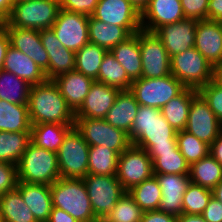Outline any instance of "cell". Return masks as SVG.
<instances>
[{"mask_svg": "<svg viewBox=\"0 0 222 222\" xmlns=\"http://www.w3.org/2000/svg\"><path fill=\"white\" fill-rule=\"evenodd\" d=\"M31 127L28 105L0 100V131L30 132Z\"/></svg>", "mask_w": 222, "mask_h": 222, "instance_id": "cell-30", "label": "cell"}, {"mask_svg": "<svg viewBox=\"0 0 222 222\" xmlns=\"http://www.w3.org/2000/svg\"><path fill=\"white\" fill-rule=\"evenodd\" d=\"M177 145L186 161L191 165L206 157L210 152V146L185 130L176 134Z\"/></svg>", "mask_w": 222, "mask_h": 222, "instance_id": "cell-41", "label": "cell"}, {"mask_svg": "<svg viewBox=\"0 0 222 222\" xmlns=\"http://www.w3.org/2000/svg\"><path fill=\"white\" fill-rule=\"evenodd\" d=\"M194 47L212 67L222 63V22L198 20Z\"/></svg>", "mask_w": 222, "mask_h": 222, "instance_id": "cell-17", "label": "cell"}, {"mask_svg": "<svg viewBox=\"0 0 222 222\" xmlns=\"http://www.w3.org/2000/svg\"><path fill=\"white\" fill-rule=\"evenodd\" d=\"M40 38L42 45L47 52H49V50H55L63 47L62 43L58 40L51 28L40 30Z\"/></svg>", "mask_w": 222, "mask_h": 222, "instance_id": "cell-49", "label": "cell"}, {"mask_svg": "<svg viewBox=\"0 0 222 222\" xmlns=\"http://www.w3.org/2000/svg\"><path fill=\"white\" fill-rule=\"evenodd\" d=\"M17 165L0 162V196L17 188Z\"/></svg>", "mask_w": 222, "mask_h": 222, "instance_id": "cell-45", "label": "cell"}, {"mask_svg": "<svg viewBox=\"0 0 222 222\" xmlns=\"http://www.w3.org/2000/svg\"><path fill=\"white\" fill-rule=\"evenodd\" d=\"M120 91L118 88L94 81L83 104L75 112V118L104 119Z\"/></svg>", "mask_w": 222, "mask_h": 222, "instance_id": "cell-20", "label": "cell"}, {"mask_svg": "<svg viewBox=\"0 0 222 222\" xmlns=\"http://www.w3.org/2000/svg\"><path fill=\"white\" fill-rule=\"evenodd\" d=\"M47 222H79L64 210L52 208Z\"/></svg>", "mask_w": 222, "mask_h": 222, "instance_id": "cell-53", "label": "cell"}, {"mask_svg": "<svg viewBox=\"0 0 222 222\" xmlns=\"http://www.w3.org/2000/svg\"><path fill=\"white\" fill-rule=\"evenodd\" d=\"M153 175L152 159L145 149L131 144L119 155L116 177L126 192Z\"/></svg>", "mask_w": 222, "mask_h": 222, "instance_id": "cell-12", "label": "cell"}, {"mask_svg": "<svg viewBox=\"0 0 222 222\" xmlns=\"http://www.w3.org/2000/svg\"><path fill=\"white\" fill-rule=\"evenodd\" d=\"M216 118L222 123V86L211 80L198 90Z\"/></svg>", "mask_w": 222, "mask_h": 222, "instance_id": "cell-44", "label": "cell"}, {"mask_svg": "<svg viewBox=\"0 0 222 222\" xmlns=\"http://www.w3.org/2000/svg\"><path fill=\"white\" fill-rule=\"evenodd\" d=\"M18 182L52 185L61 178L57 153L35 146H27L17 164Z\"/></svg>", "mask_w": 222, "mask_h": 222, "instance_id": "cell-4", "label": "cell"}, {"mask_svg": "<svg viewBox=\"0 0 222 222\" xmlns=\"http://www.w3.org/2000/svg\"><path fill=\"white\" fill-rule=\"evenodd\" d=\"M110 51L132 81L141 78L142 62L138 32L132 34L125 41L120 42Z\"/></svg>", "mask_w": 222, "mask_h": 222, "instance_id": "cell-26", "label": "cell"}, {"mask_svg": "<svg viewBox=\"0 0 222 222\" xmlns=\"http://www.w3.org/2000/svg\"><path fill=\"white\" fill-rule=\"evenodd\" d=\"M95 81L119 90H130L133 82L111 51L106 52L100 66L98 78Z\"/></svg>", "mask_w": 222, "mask_h": 222, "instance_id": "cell-35", "label": "cell"}, {"mask_svg": "<svg viewBox=\"0 0 222 222\" xmlns=\"http://www.w3.org/2000/svg\"><path fill=\"white\" fill-rule=\"evenodd\" d=\"M67 105L75 113L83 104L95 80L76 70L60 75L53 80Z\"/></svg>", "mask_w": 222, "mask_h": 222, "instance_id": "cell-22", "label": "cell"}, {"mask_svg": "<svg viewBox=\"0 0 222 222\" xmlns=\"http://www.w3.org/2000/svg\"><path fill=\"white\" fill-rule=\"evenodd\" d=\"M180 0H150L141 13V29L155 32L163 25L184 20Z\"/></svg>", "mask_w": 222, "mask_h": 222, "instance_id": "cell-18", "label": "cell"}, {"mask_svg": "<svg viewBox=\"0 0 222 222\" xmlns=\"http://www.w3.org/2000/svg\"><path fill=\"white\" fill-rule=\"evenodd\" d=\"M107 51L105 48L89 42L75 52V70L96 80Z\"/></svg>", "mask_w": 222, "mask_h": 222, "instance_id": "cell-36", "label": "cell"}, {"mask_svg": "<svg viewBox=\"0 0 222 222\" xmlns=\"http://www.w3.org/2000/svg\"><path fill=\"white\" fill-rule=\"evenodd\" d=\"M89 16L59 9L51 27L63 47L77 52L89 43Z\"/></svg>", "mask_w": 222, "mask_h": 222, "instance_id": "cell-13", "label": "cell"}, {"mask_svg": "<svg viewBox=\"0 0 222 222\" xmlns=\"http://www.w3.org/2000/svg\"><path fill=\"white\" fill-rule=\"evenodd\" d=\"M201 215L206 222H222V203L212 196Z\"/></svg>", "mask_w": 222, "mask_h": 222, "instance_id": "cell-48", "label": "cell"}, {"mask_svg": "<svg viewBox=\"0 0 222 222\" xmlns=\"http://www.w3.org/2000/svg\"><path fill=\"white\" fill-rule=\"evenodd\" d=\"M0 213L4 222H37L17 189L0 196Z\"/></svg>", "mask_w": 222, "mask_h": 222, "instance_id": "cell-34", "label": "cell"}, {"mask_svg": "<svg viewBox=\"0 0 222 222\" xmlns=\"http://www.w3.org/2000/svg\"><path fill=\"white\" fill-rule=\"evenodd\" d=\"M152 159L154 174L189 175L190 165L178 150L147 151Z\"/></svg>", "mask_w": 222, "mask_h": 222, "instance_id": "cell-31", "label": "cell"}, {"mask_svg": "<svg viewBox=\"0 0 222 222\" xmlns=\"http://www.w3.org/2000/svg\"><path fill=\"white\" fill-rule=\"evenodd\" d=\"M213 80L222 86V63L214 67Z\"/></svg>", "mask_w": 222, "mask_h": 222, "instance_id": "cell-58", "label": "cell"}, {"mask_svg": "<svg viewBox=\"0 0 222 222\" xmlns=\"http://www.w3.org/2000/svg\"><path fill=\"white\" fill-rule=\"evenodd\" d=\"M212 196V190L190 182L183 195L182 213L201 215Z\"/></svg>", "mask_w": 222, "mask_h": 222, "instance_id": "cell-43", "label": "cell"}, {"mask_svg": "<svg viewBox=\"0 0 222 222\" xmlns=\"http://www.w3.org/2000/svg\"><path fill=\"white\" fill-rule=\"evenodd\" d=\"M192 183L212 190L222 180V165L210 154L190 165Z\"/></svg>", "mask_w": 222, "mask_h": 222, "instance_id": "cell-33", "label": "cell"}, {"mask_svg": "<svg viewBox=\"0 0 222 222\" xmlns=\"http://www.w3.org/2000/svg\"><path fill=\"white\" fill-rule=\"evenodd\" d=\"M93 18L125 27L131 34L141 29V14L128 0H99Z\"/></svg>", "mask_w": 222, "mask_h": 222, "instance_id": "cell-15", "label": "cell"}, {"mask_svg": "<svg viewBox=\"0 0 222 222\" xmlns=\"http://www.w3.org/2000/svg\"><path fill=\"white\" fill-rule=\"evenodd\" d=\"M31 142V132L0 131V162L17 165Z\"/></svg>", "mask_w": 222, "mask_h": 222, "instance_id": "cell-32", "label": "cell"}, {"mask_svg": "<svg viewBox=\"0 0 222 222\" xmlns=\"http://www.w3.org/2000/svg\"><path fill=\"white\" fill-rule=\"evenodd\" d=\"M128 193L133 197L135 203L144 211H155L159 209L162 191L156 177L144 180L134 186Z\"/></svg>", "mask_w": 222, "mask_h": 222, "instance_id": "cell-39", "label": "cell"}, {"mask_svg": "<svg viewBox=\"0 0 222 222\" xmlns=\"http://www.w3.org/2000/svg\"><path fill=\"white\" fill-rule=\"evenodd\" d=\"M49 66L45 73L47 80H54L60 75L75 70V52L65 47L49 50Z\"/></svg>", "mask_w": 222, "mask_h": 222, "instance_id": "cell-42", "label": "cell"}, {"mask_svg": "<svg viewBox=\"0 0 222 222\" xmlns=\"http://www.w3.org/2000/svg\"><path fill=\"white\" fill-rule=\"evenodd\" d=\"M134 8L141 14L143 10L147 7L150 0H128Z\"/></svg>", "mask_w": 222, "mask_h": 222, "instance_id": "cell-57", "label": "cell"}, {"mask_svg": "<svg viewBox=\"0 0 222 222\" xmlns=\"http://www.w3.org/2000/svg\"><path fill=\"white\" fill-rule=\"evenodd\" d=\"M2 69L25 80L31 86L47 80L45 72L32 59L12 46L7 50Z\"/></svg>", "mask_w": 222, "mask_h": 222, "instance_id": "cell-25", "label": "cell"}, {"mask_svg": "<svg viewBox=\"0 0 222 222\" xmlns=\"http://www.w3.org/2000/svg\"><path fill=\"white\" fill-rule=\"evenodd\" d=\"M89 42L110 51L132 34L121 26L101 22L92 16L88 19Z\"/></svg>", "mask_w": 222, "mask_h": 222, "instance_id": "cell-28", "label": "cell"}, {"mask_svg": "<svg viewBox=\"0 0 222 222\" xmlns=\"http://www.w3.org/2000/svg\"><path fill=\"white\" fill-rule=\"evenodd\" d=\"M143 214L144 211L135 203L133 197L126 192L100 222H141Z\"/></svg>", "mask_w": 222, "mask_h": 222, "instance_id": "cell-40", "label": "cell"}, {"mask_svg": "<svg viewBox=\"0 0 222 222\" xmlns=\"http://www.w3.org/2000/svg\"><path fill=\"white\" fill-rule=\"evenodd\" d=\"M21 1H27V0H14V3L21 2Z\"/></svg>", "mask_w": 222, "mask_h": 222, "instance_id": "cell-60", "label": "cell"}, {"mask_svg": "<svg viewBox=\"0 0 222 222\" xmlns=\"http://www.w3.org/2000/svg\"><path fill=\"white\" fill-rule=\"evenodd\" d=\"M10 46L23 52L45 73L48 71L49 57L42 45L40 31L18 27H5Z\"/></svg>", "mask_w": 222, "mask_h": 222, "instance_id": "cell-19", "label": "cell"}, {"mask_svg": "<svg viewBox=\"0 0 222 222\" xmlns=\"http://www.w3.org/2000/svg\"><path fill=\"white\" fill-rule=\"evenodd\" d=\"M89 145L73 127L57 152L61 178L84 179L88 175Z\"/></svg>", "mask_w": 222, "mask_h": 222, "instance_id": "cell-7", "label": "cell"}, {"mask_svg": "<svg viewBox=\"0 0 222 222\" xmlns=\"http://www.w3.org/2000/svg\"><path fill=\"white\" fill-rule=\"evenodd\" d=\"M208 19L222 22V0H209Z\"/></svg>", "mask_w": 222, "mask_h": 222, "instance_id": "cell-52", "label": "cell"}, {"mask_svg": "<svg viewBox=\"0 0 222 222\" xmlns=\"http://www.w3.org/2000/svg\"><path fill=\"white\" fill-rule=\"evenodd\" d=\"M177 222H206L202 215L182 213L177 216Z\"/></svg>", "mask_w": 222, "mask_h": 222, "instance_id": "cell-56", "label": "cell"}, {"mask_svg": "<svg viewBox=\"0 0 222 222\" xmlns=\"http://www.w3.org/2000/svg\"><path fill=\"white\" fill-rule=\"evenodd\" d=\"M139 103L130 90H121L113 106L108 110L104 120L113 127L123 130L128 135L131 132Z\"/></svg>", "mask_w": 222, "mask_h": 222, "instance_id": "cell-24", "label": "cell"}, {"mask_svg": "<svg viewBox=\"0 0 222 222\" xmlns=\"http://www.w3.org/2000/svg\"><path fill=\"white\" fill-rule=\"evenodd\" d=\"M209 154L222 165V132L217 136V138L210 145Z\"/></svg>", "mask_w": 222, "mask_h": 222, "instance_id": "cell-54", "label": "cell"}, {"mask_svg": "<svg viewBox=\"0 0 222 222\" xmlns=\"http://www.w3.org/2000/svg\"><path fill=\"white\" fill-rule=\"evenodd\" d=\"M138 43L141 51L142 78H160L171 74V58L155 32L140 29Z\"/></svg>", "mask_w": 222, "mask_h": 222, "instance_id": "cell-11", "label": "cell"}, {"mask_svg": "<svg viewBox=\"0 0 222 222\" xmlns=\"http://www.w3.org/2000/svg\"><path fill=\"white\" fill-rule=\"evenodd\" d=\"M29 85L11 72L0 70V100L28 105Z\"/></svg>", "mask_w": 222, "mask_h": 222, "instance_id": "cell-37", "label": "cell"}, {"mask_svg": "<svg viewBox=\"0 0 222 222\" xmlns=\"http://www.w3.org/2000/svg\"><path fill=\"white\" fill-rule=\"evenodd\" d=\"M74 127L89 146H104L120 155L131 145L126 132L113 127L104 119L75 118Z\"/></svg>", "mask_w": 222, "mask_h": 222, "instance_id": "cell-9", "label": "cell"}, {"mask_svg": "<svg viewBox=\"0 0 222 222\" xmlns=\"http://www.w3.org/2000/svg\"><path fill=\"white\" fill-rule=\"evenodd\" d=\"M16 189L36 221L47 222L53 208L50 185L18 182Z\"/></svg>", "mask_w": 222, "mask_h": 222, "instance_id": "cell-23", "label": "cell"}, {"mask_svg": "<svg viewBox=\"0 0 222 222\" xmlns=\"http://www.w3.org/2000/svg\"><path fill=\"white\" fill-rule=\"evenodd\" d=\"M60 9L59 0H27L14 3L4 27L50 29Z\"/></svg>", "mask_w": 222, "mask_h": 222, "instance_id": "cell-5", "label": "cell"}, {"mask_svg": "<svg viewBox=\"0 0 222 222\" xmlns=\"http://www.w3.org/2000/svg\"><path fill=\"white\" fill-rule=\"evenodd\" d=\"M0 222H4L1 213H0Z\"/></svg>", "mask_w": 222, "mask_h": 222, "instance_id": "cell-61", "label": "cell"}, {"mask_svg": "<svg viewBox=\"0 0 222 222\" xmlns=\"http://www.w3.org/2000/svg\"><path fill=\"white\" fill-rule=\"evenodd\" d=\"M197 22V19L186 18L155 31L170 58L194 47Z\"/></svg>", "mask_w": 222, "mask_h": 222, "instance_id": "cell-16", "label": "cell"}, {"mask_svg": "<svg viewBox=\"0 0 222 222\" xmlns=\"http://www.w3.org/2000/svg\"><path fill=\"white\" fill-rule=\"evenodd\" d=\"M99 0H59L60 8L70 12H76L91 16Z\"/></svg>", "mask_w": 222, "mask_h": 222, "instance_id": "cell-47", "label": "cell"}, {"mask_svg": "<svg viewBox=\"0 0 222 222\" xmlns=\"http://www.w3.org/2000/svg\"><path fill=\"white\" fill-rule=\"evenodd\" d=\"M213 197L222 203V180L212 189Z\"/></svg>", "mask_w": 222, "mask_h": 222, "instance_id": "cell-59", "label": "cell"}, {"mask_svg": "<svg viewBox=\"0 0 222 222\" xmlns=\"http://www.w3.org/2000/svg\"><path fill=\"white\" fill-rule=\"evenodd\" d=\"M154 176L162 191L158 210L180 216L182 214L183 195L191 182L190 176L180 174H154Z\"/></svg>", "mask_w": 222, "mask_h": 222, "instance_id": "cell-21", "label": "cell"}, {"mask_svg": "<svg viewBox=\"0 0 222 222\" xmlns=\"http://www.w3.org/2000/svg\"><path fill=\"white\" fill-rule=\"evenodd\" d=\"M119 154L104 146L89 147L88 175L116 176Z\"/></svg>", "mask_w": 222, "mask_h": 222, "instance_id": "cell-38", "label": "cell"}, {"mask_svg": "<svg viewBox=\"0 0 222 222\" xmlns=\"http://www.w3.org/2000/svg\"><path fill=\"white\" fill-rule=\"evenodd\" d=\"M176 134L160 109L139 105L128 136L132 145L146 151H165L178 150Z\"/></svg>", "mask_w": 222, "mask_h": 222, "instance_id": "cell-1", "label": "cell"}, {"mask_svg": "<svg viewBox=\"0 0 222 222\" xmlns=\"http://www.w3.org/2000/svg\"><path fill=\"white\" fill-rule=\"evenodd\" d=\"M13 5L14 0H0V24L8 19Z\"/></svg>", "mask_w": 222, "mask_h": 222, "instance_id": "cell-55", "label": "cell"}, {"mask_svg": "<svg viewBox=\"0 0 222 222\" xmlns=\"http://www.w3.org/2000/svg\"><path fill=\"white\" fill-rule=\"evenodd\" d=\"M141 222H177V216L159 210L144 212Z\"/></svg>", "mask_w": 222, "mask_h": 222, "instance_id": "cell-50", "label": "cell"}, {"mask_svg": "<svg viewBox=\"0 0 222 222\" xmlns=\"http://www.w3.org/2000/svg\"><path fill=\"white\" fill-rule=\"evenodd\" d=\"M185 131L209 146L222 132V123L199 93L192 99Z\"/></svg>", "mask_w": 222, "mask_h": 222, "instance_id": "cell-14", "label": "cell"}, {"mask_svg": "<svg viewBox=\"0 0 222 222\" xmlns=\"http://www.w3.org/2000/svg\"><path fill=\"white\" fill-rule=\"evenodd\" d=\"M214 67L192 47L171 57V74L186 88L199 90L213 80Z\"/></svg>", "mask_w": 222, "mask_h": 222, "instance_id": "cell-6", "label": "cell"}, {"mask_svg": "<svg viewBox=\"0 0 222 222\" xmlns=\"http://www.w3.org/2000/svg\"><path fill=\"white\" fill-rule=\"evenodd\" d=\"M95 217L101 221L126 193L122 184L113 175H87L83 179Z\"/></svg>", "mask_w": 222, "mask_h": 222, "instance_id": "cell-10", "label": "cell"}, {"mask_svg": "<svg viewBox=\"0 0 222 222\" xmlns=\"http://www.w3.org/2000/svg\"><path fill=\"white\" fill-rule=\"evenodd\" d=\"M28 111L31 124L58 123L74 125L75 113L67 105L53 80L30 87Z\"/></svg>", "mask_w": 222, "mask_h": 222, "instance_id": "cell-2", "label": "cell"}, {"mask_svg": "<svg viewBox=\"0 0 222 222\" xmlns=\"http://www.w3.org/2000/svg\"><path fill=\"white\" fill-rule=\"evenodd\" d=\"M185 18L208 19L209 0H180Z\"/></svg>", "mask_w": 222, "mask_h": 222, "instance_id": "cell-46", "label": "cell"}, {"mask_svg": "<svg viewBox=\"0 0 222 222\" xmlns=\"http://www.w3.org/2000/svg\"><path fill=\"white\" fill-rule=\"evenodd\" d=\"M10 46V39L5 27L0 24V70L3 68L4 59Z\"/></svg>", "mask_w": 222, "mask_h": 222, "instance_id": "cell-51", "label": "cell"}, {"mask_svg": "<svg viewBox=\"0 0 222 222\" xmlns=\"http://www.w3.org/2000/svg\"><path fill=\"white\" fill-rule=\"evenodd\" d=\"M197 94L198 90L185 88L160 109L166 121L177 132L185 130L191 102Z\"/></svg>", "mask_w": 222, "mask_h": 222, "instance_id": "cell-27", "label": "cell"}, {"mask_svg": "<svg viewBox=\"0 0 222 222\" xmlns=\"http://www.w3.org/2000/svg\"><path fill=\"white\" fill-rule=\"evenodd\" d=\"M186 87L172 74L160 78H139L134 80L130 91L141 106L161 109Z\"/></svg>", "mask_w": 222, "mask_h": 222, "instance_id": "cell-8", "label": "cell"}, {"mask_svg": "<svg viewBox=\"0 0 222 222\" xmlns=\"http://www.w3.org/2000/svg\"><path fill=\"white\" fill-rule=\"evenodd\" d=\"M50 187L54 208L64 210L79 222H100L93 213L83 179L59 178Z\"/></svg>", "mask_w": 222, "mask_h": 222, "instance_id": "cell-3", "label": "cell"}, {"mask_svg": "<svg viewBox=\"0 0 222 222\" xmlns=\"http://www.w3.org/2000/svg\"><path fill=\"white\" fill-rule=\"evenodd\" d=\"M74 125L58 123L34 124L31 127V142L37 146L55 153L58 152L64 137Z\"/></svg>", "mask_w": 222, "mask_h": 222, "instance_id": "cell-29", "label": "cell"}]
</instances>
